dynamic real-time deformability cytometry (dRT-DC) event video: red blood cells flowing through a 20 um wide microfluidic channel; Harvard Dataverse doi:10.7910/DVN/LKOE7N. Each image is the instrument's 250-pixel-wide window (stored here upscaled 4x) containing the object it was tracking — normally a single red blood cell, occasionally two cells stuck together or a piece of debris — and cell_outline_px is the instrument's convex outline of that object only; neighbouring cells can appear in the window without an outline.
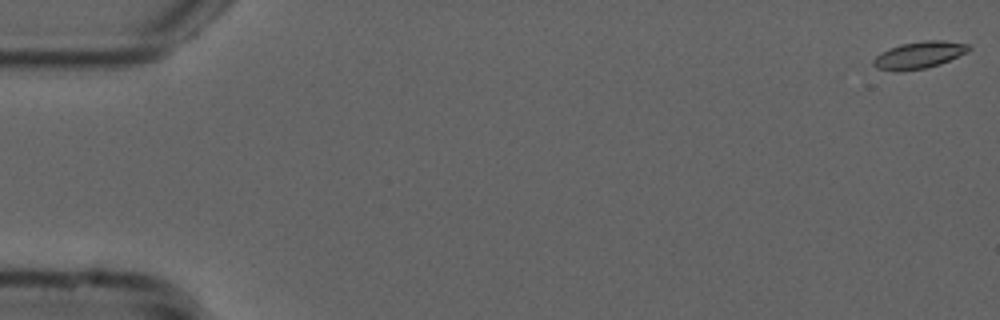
{"species": "common noctule bat (a hibernating species)", "species_latin": "Nyctalus noctula", "temperature_condition": "cold", "stored_images_in_passage": 55, "camera_frame_rate_fps": 3000, "um_per_image_px": 0.085, "animal": {"sex": "male", "forearm_length_mm": 52.5}, "frame": {"image": 1, "passage_image": 1, "time_ms": 0.0, "image_size_px": [1000, 320], "cell_outline_px": [[972, 48], [968, 52], [940, 64], [924, 68], [900, 72], [896, 72], [876, 68], [872, 64], [872, 60], [880, 52], [888, 48], [900, 44], [924, 40], [944, 40], [968, 44]], "centroid_in_image_um": [78.09, 4.68], "position_along_channel_um": 6.9, "area_um2": 15.26}}
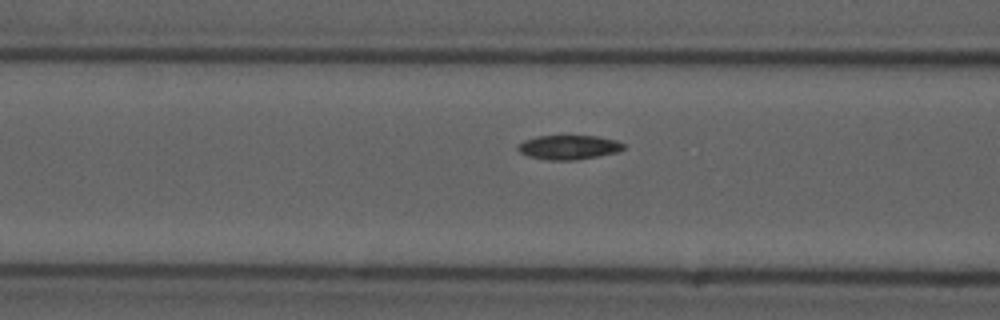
{"frame": {"image": 2, "passage_image": 22, "time_ms": 7.0, "image_size_px": [1000, 320], "cell_outline_px": [[624, 148], [620, 152], [576, 160], [548, 160], [528, 156], [520, 152], [516, 148], [516, 144], [524, 140], [536, 136], [596, 136], [616, 140], [624, 144]], "centroid_in_image_um": [48.32, 12.52], "position_along_channel_um": 118.3, "area_um2": 15.09}}
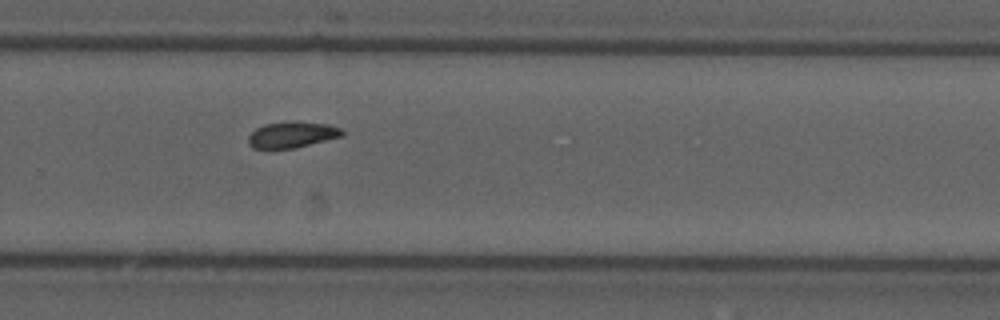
{"frame": {"image": 3, "passage_image": 37, "time_ms": 12.0, "image_size_px": [1000, 320], "cell_outline_px": [[344, 136], [292, 148], [268, 152], [252, 148], [248, 144], [248, 136], [256, 128], [264, 124], [292, 120], [328, 124], [340, 128], [344, 132]], "centroid_in_image_um": [24.75, 11.47], "position_along_channel_um": 305.1, "area_um2": 14.91}, "authors_computed_cell_mechanics": {"area_um2": 14.6812, "velocity_mm_per_s": 3.7398, "shape_relaxation_time_tau1_ms": null, "shape_relaxation_time_tau2_ms": 11.0353, "deformation_change_tau1": null, "deformation_change_tau2": 0.1485}}